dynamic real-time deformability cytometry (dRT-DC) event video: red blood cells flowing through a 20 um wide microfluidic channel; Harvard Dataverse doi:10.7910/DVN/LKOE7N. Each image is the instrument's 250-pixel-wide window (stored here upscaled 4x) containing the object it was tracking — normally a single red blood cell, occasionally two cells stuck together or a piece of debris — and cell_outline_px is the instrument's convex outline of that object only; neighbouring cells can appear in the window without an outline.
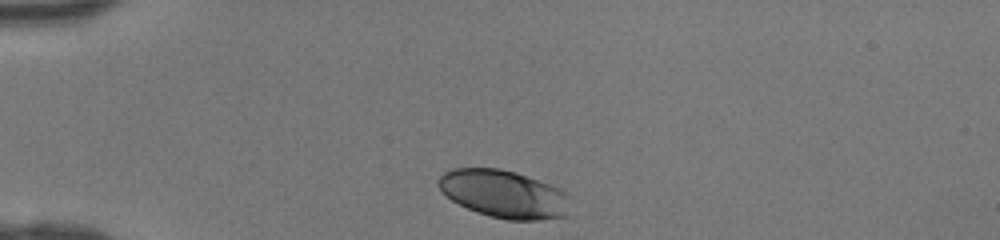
{"species": "human", "species_latin": "Homo sapiens", "temperature_condition": "room temperature", "stored_images_in_passage": 29, "camera_frame_rate_fps": 3000, "um_per_image_px": 0.085, "donor": {"sex": "female"}, "frame": {"image": 1, "passage_image": 1, "time_ms": 0.0, "image_size_px": [1000, 240], "cell_outline_px": [[568, 216], [540, 220], [508, 220], [488, 216], [476, 212], [452, 200], [436, 184], [436, 180], [444, 172], [452, 168], [500, 168], [516, 172], [560, 188], [568, 196]], "centroid_in_image_um": [42.83, 16.49], "position_along_channel_um": 42.2, "area_um2": 36.7}}
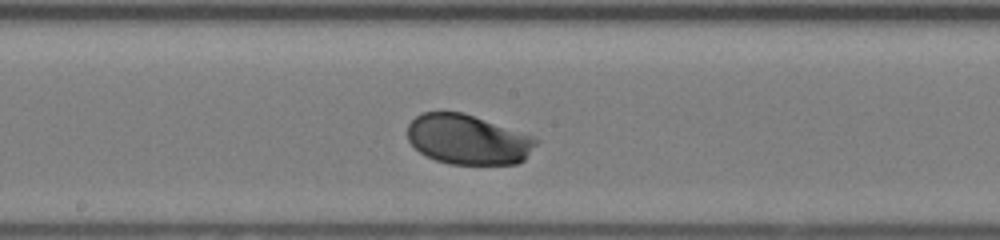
{"frame": {"image": 2, "passage_image": 15, "time_ms": 4.667, "image_size_px": [1000, 240], "cell_outline_px": [[540, 140], [524, 160], [520, 164], [448, 164], [436, 160], [420, 152], [408, 140], [408, 124], [416, 116], [424, 112], [460, 112], [532, 136]], "centroid_in_image_um": [39.77, 11.88], "position_along_channel_um": 208.4, "area_um2": 36.93}}
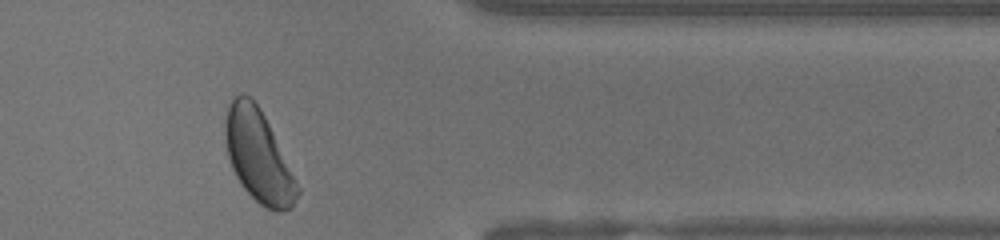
{"frame": {"image": 3, "passage_image": 28, "time_ms": 9.0, "image_size_px": [1000, 240], "cell_outline_px": [[300, 192], [292, 208], [276, 212], [260, 204], [240, 184], [232, 168], [228, 156], [224, 136], [224, 120], [228, 108], [232, 100], [240, 92], [248, 96], [260, 108], [300, 188]], "centroid_in_image_um": [21.95, 13.28], "position_along_channel_um": 389.5, "area_um2": 38.09}}